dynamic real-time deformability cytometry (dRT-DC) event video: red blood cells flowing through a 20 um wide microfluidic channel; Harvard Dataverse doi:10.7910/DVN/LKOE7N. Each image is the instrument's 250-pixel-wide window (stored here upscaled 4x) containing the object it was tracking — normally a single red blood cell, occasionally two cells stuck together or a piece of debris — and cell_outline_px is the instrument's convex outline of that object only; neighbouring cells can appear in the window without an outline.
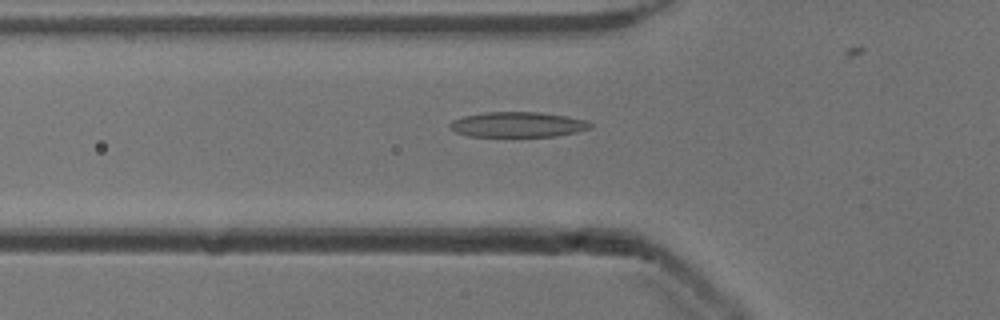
{"species": "common noctule bat (a hibernating species)", "species_latin": "Nyctalus noctula", "temperature_condition": "cold", "stored_images_in_passage": 43, "camera_frame_rate_fps": 3000, "um_per_image_px": 0.085, "animal": {"sex": "male", "body_mass_g": 13.3}, "frame": {"image": 1, "passage_image": 18, "time_ms": 5.667, "image_size_px": [1000, 320], "cell_outline_px": [[592, 128], [576, 132], [556, 136], [468, 136], [456, 132], [448, 128], [448, 124], [452, 120], [464, 116], [484, 112], [540, 112], [568, 116], [588, 120], [592, 124]], "centroid_in_image_um": [44.02, 10.58], "position_along_channel_um": 81.8, "area_um2": 20.81}}
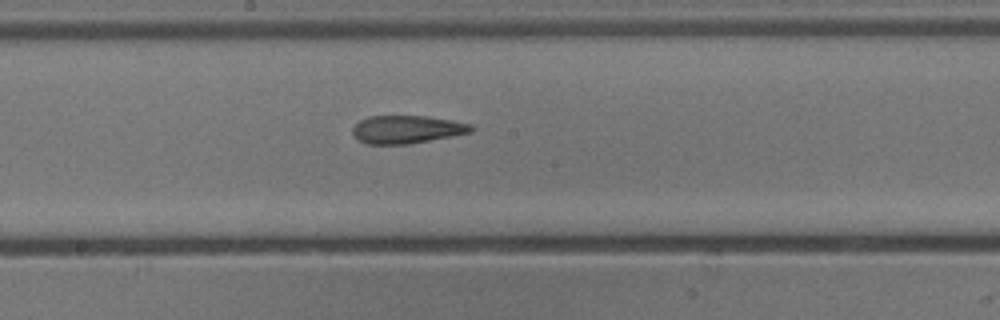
{"frame": {"image": 2, "passage_image": 28, "time_ms": 9.0, "image_size_px": [1000, 320], "cell_outline_px": [[476, 128], [472, 132], [452, 136], [408, 144], [364, 144], [356, 140], [352, 136], [352, 128], [360, 120], [368, 116], [428, 116], [452, 120], [472, 124]], "centroid_in_image_um": [34.56, 11.0], "position_along_channel_um": 213.6, "area_um2": 19.59}}
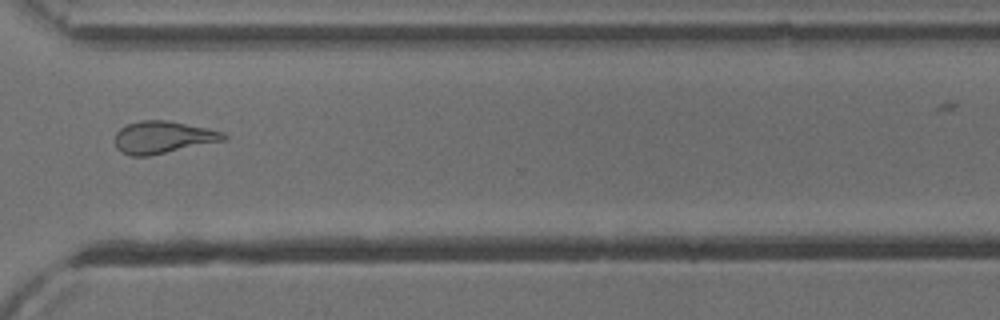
{"frame": {"image": 3, "passage_image": 39, "time_ms": 12.667, "image_size_px": [1000, 320], "cell_outline_px": [[228, 140], [148, 156], [132, 156], [120, 152], [116, 148], [116, 132], [120, 128], [128, 124], [140, 120], [168, 120], [208, 128], [224, 132], [228, 136]], "centroid_in_image_um": [13.89, 11.67], "position_along_channel_um": 356.7, "area_um2": 20.63}}